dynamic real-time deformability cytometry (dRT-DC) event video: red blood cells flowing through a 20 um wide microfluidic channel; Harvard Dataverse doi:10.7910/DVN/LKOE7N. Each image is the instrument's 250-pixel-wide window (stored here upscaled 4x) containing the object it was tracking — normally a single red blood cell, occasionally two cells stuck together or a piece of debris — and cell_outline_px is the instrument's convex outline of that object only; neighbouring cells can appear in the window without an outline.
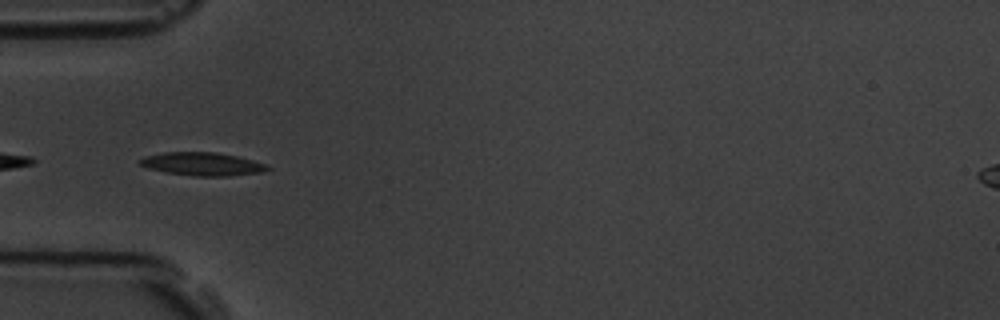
{"species": "common noctule bat (a hibernating species)", "species_latin": "Nyctalus noctula", "temperature_condition": "room temperature", "stored_images_in_passage": 7, "camera_frame_rate_fps": 3000, "um_per_image_px": 0.085, "animal": {"sex": "male", "body_mass_g": 19.5, "forearm_length_mm": 54.6}, "frame": {"image": 1, "passage_image": 5, "time_ms": 5.333, "image_size_px": [1000, 320], "cell_outline_px": [[272, 168], [264, 172], [228, 176], [192, 176], [168, 172], [148, 168], [140, 164], [140, 160], [144, 156], [164, 152], [216, 152], [236, 156], [268, 164]], "centroid_in_image_um": [17.25, 13.94], "position_along_channel_um": 67.7, "area_um2": 17.22}}
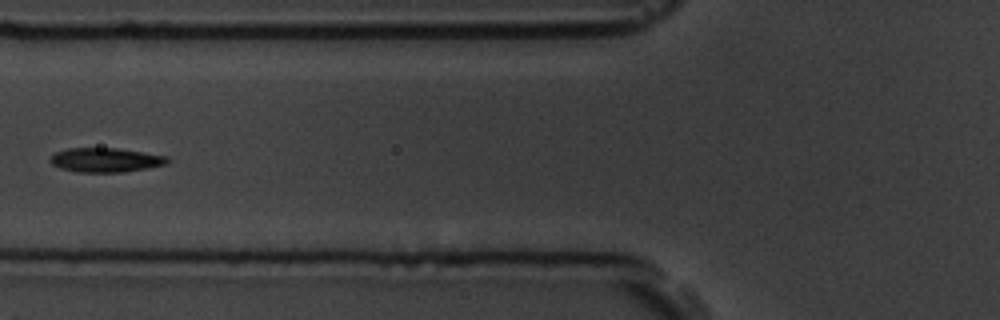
{"frame": {"image": 2, "passage_image": 6, "time_ms": 6.667, "image_size_px": [1000, 320], "cell_outline_px": [[172, 160], [164, 164], [148, 168], [124, 172], [76, 172], [60, 168], [52, 164], [48, 160], [56, 152], [68, 148], [116, 148], [144, 152], [168, 156]], "centroid_in_image_um": [8.99, 13.6], "position_along_channel_um": 116.8, "area_um2": 16.65}}
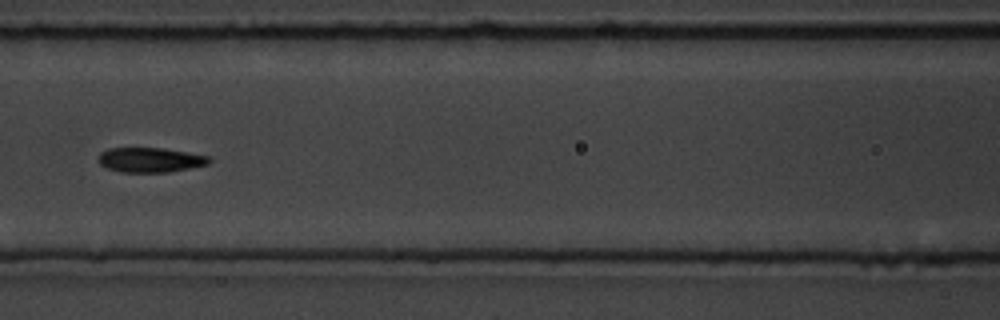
{"frame": {"image": 3, "passage_image": 7, "time_ms": 7.667, "image_size_px": [1000, 320], "cell_outline_px": [[212, 160], [208, 164], [168, 172], [120, 172], [108, 168], [100, 164], [100, 152], [108, 148], [164, 148], [208, 156]], "centroid_in_image_um": [12.77, 13.59], "position_along_channel_um": 153.8, "area_um2": 15.78}}